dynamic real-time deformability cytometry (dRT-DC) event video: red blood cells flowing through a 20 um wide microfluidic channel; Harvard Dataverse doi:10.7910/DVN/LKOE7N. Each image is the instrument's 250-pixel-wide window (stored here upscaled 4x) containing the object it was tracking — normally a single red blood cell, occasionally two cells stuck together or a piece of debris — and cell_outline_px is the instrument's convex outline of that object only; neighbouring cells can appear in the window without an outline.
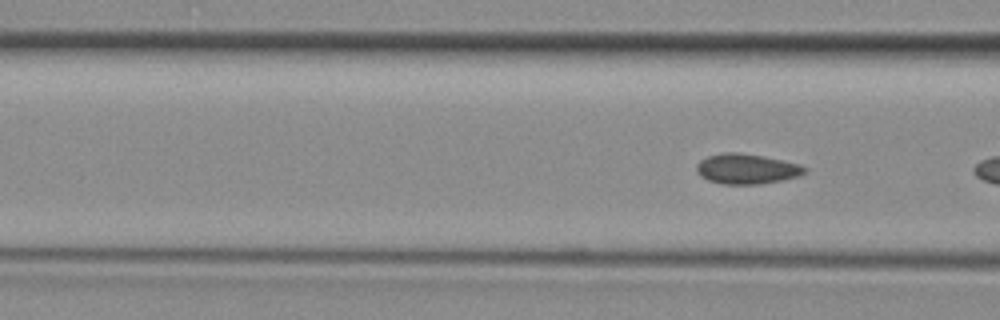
{"species": "common noctule bat (a hibernating species)", "species_latin": "Nyctalus noctula", "temperature_condition": "room temperature", "stored_images_in_passage": 6, "segment_of_instrument_passage": [2, 2], "camera_frame_rate_fps": 3000, "um_per_image_px": 0.085, "animal": {"sex": "female", "body_mass_g": 29.2, "forearm_length_mm": 56.3}, "frame": {"image": 1, "passage_image": 6, "time_ms": 1.667, "image_size_px": [1000, 320], "cell_outline_px": [[808, 172], [800, 176], [760, 184], [720, 184], [708, 180], [700, 176], [696, 172], [696, 164], [700, 160], [708, 156], [724, 152], [740, 152], [764, 156], [800, 164], [808, 168]], "centroid_in_image_um": [63.47, 14.35], "position_along_channel_um": 103.1, "area_um2": 19.25}}